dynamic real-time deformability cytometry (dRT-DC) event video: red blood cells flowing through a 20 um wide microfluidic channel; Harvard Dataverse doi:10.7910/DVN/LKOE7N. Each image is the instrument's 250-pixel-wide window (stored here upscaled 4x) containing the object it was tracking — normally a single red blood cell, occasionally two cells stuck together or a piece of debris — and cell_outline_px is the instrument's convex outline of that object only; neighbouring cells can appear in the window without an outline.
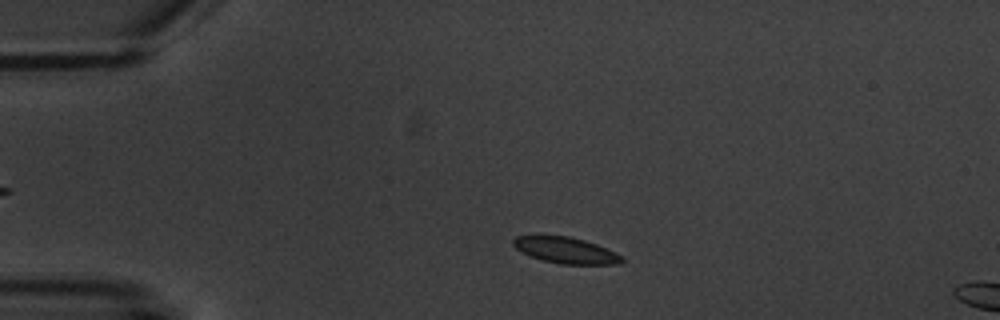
{"species": "common noctule bat (a hibernating species)", "species_latin": "Nyctalus noctula", "temperature_condition": "warm", "stored_images_in_passage": 3, "camera_frame_rate_fps": 3000, "um_per_image_px": 0.085, "animal": {"sex": "male", "body_mass_g": 20.1, "forearm_length_mm": 53.5}, "frame": {"image": 1, "passage_image": 2, "time_ms": 1.0, "image_size_px": [1000, 320], "cell_outline_px": [[624, 260], [620, 264], [560, 264], [544, 260], [520, 252], [512, 244], [512, 240], [516, 236], [536, 232], [568, 236], [584, 240], [596, 244], [616, 252], [624, 256]], "centroid_in_image_um": [48.02, 21.22], "position_along_channel_um": 37.0, "area_um2": 17.22}}